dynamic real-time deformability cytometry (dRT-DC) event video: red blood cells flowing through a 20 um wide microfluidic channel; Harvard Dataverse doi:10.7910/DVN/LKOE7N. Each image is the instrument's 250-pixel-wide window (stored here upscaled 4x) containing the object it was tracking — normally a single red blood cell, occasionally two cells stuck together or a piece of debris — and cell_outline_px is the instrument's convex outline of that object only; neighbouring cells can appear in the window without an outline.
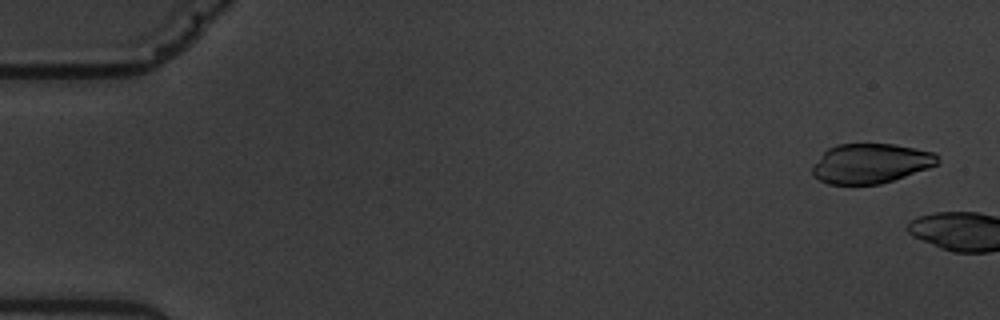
{"species": "common noctule bat (a hibernating species)", "species_latin": "Nyctalus noctula", "temperature_condition": "warm", "stored_images_in_passage": 2, "camera_frame_rate_fps": 3000, "um_per_image_px": 0.085, "animal": {"sex": "male", "body_mass_g": 19.5, "forearm_length_mm": 54.6}, "frame": {"image": 1, "passage_image": 1, "time_ms": 0.0, "image_size_px": [1000, 320], "cell_outline_px": [[940, 164], [880, 184], [828, 184], [812, 176], [812, 168], [824, 152], [828, 148], [836, 144], [896, 144], [936, 152], [940, 156]], "centroid_in_image_um": [74.05, 13.88], "position_along_channel_um": 10.9, "area_um2": 29.07}}